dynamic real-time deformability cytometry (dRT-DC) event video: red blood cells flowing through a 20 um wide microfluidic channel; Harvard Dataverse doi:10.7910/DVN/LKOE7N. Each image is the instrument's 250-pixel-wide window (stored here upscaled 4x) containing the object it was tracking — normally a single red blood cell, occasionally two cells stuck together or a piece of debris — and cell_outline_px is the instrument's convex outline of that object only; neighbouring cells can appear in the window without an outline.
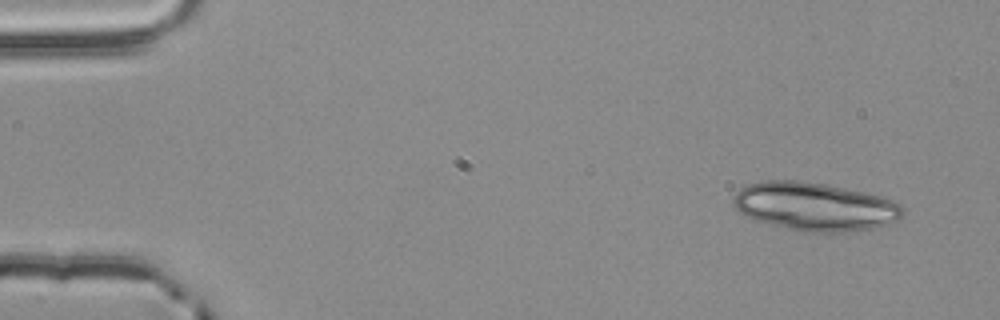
{"species": "common noctule bat (a hibernating species)", "species_latin": "Nyctalus noctula", "temperature_condition": "room temperature", "stored_images_in_passage": 3, "camera_frame_rate_fps": 3000, "um_per_image_px": 0.085, "animal": {"sex": "male", "body_mass_g": 20.4}, "frame": {"image": 1, "passage_image": 1, "time_ms": 0.0, "image_size_px": [1000, 320], "cell_outline_px": [[904, 216], [888, 224], [872, 228], [840, 232], [804, 232], [768, 224], [744, 216], [732, 204], [732, 200], [736, 192], [740, 188], [748, 184], [760, 180], [800, 180], [828, 184], [864, 192], [880, 196], [892, 200], [900, 204], [904, 208]], "centroid_in_image_um": [69.23, 17.54], "position_along_channel_um": 15.8, "area_um2": 48.09}}